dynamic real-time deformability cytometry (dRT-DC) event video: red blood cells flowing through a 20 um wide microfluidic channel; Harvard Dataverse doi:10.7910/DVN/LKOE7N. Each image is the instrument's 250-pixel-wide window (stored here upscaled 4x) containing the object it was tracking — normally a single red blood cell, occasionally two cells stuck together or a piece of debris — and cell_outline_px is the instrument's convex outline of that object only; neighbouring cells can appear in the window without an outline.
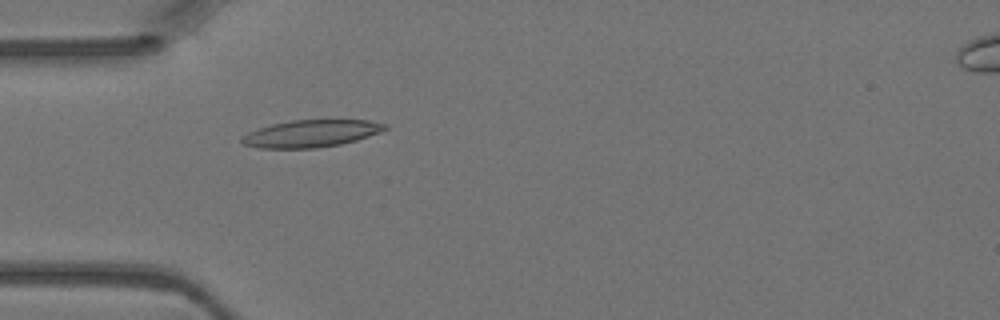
{"species": "Egyptian fruit bat (a non-hibernating species)", "species_latin": "Rousettus aegyptiacus", "temperature_condition": "warm", "stored_images_in_passage": 1, "camera_frame_rate_fps": 3000, "um_per_image_px": 0.085, "animal": {"sex": "female"}, "frame": {"image": 1, "passage_image": 1, "time_ms": 0.0, "image_size_px": [1000, 320], "cell_outline_px": [[388, 128], [380, 132], [356, 140], [340, 144], [316, 148], [260, 148], [244, 144], [240, 140], [240, 136], [248, 132], [272, 124], [292, 120], [368, 120], [388, 124]], "centroid_in_image_um": [26.44, 11.35], "position_along_channel_um": 58.6, "area_um2": 22.6}}